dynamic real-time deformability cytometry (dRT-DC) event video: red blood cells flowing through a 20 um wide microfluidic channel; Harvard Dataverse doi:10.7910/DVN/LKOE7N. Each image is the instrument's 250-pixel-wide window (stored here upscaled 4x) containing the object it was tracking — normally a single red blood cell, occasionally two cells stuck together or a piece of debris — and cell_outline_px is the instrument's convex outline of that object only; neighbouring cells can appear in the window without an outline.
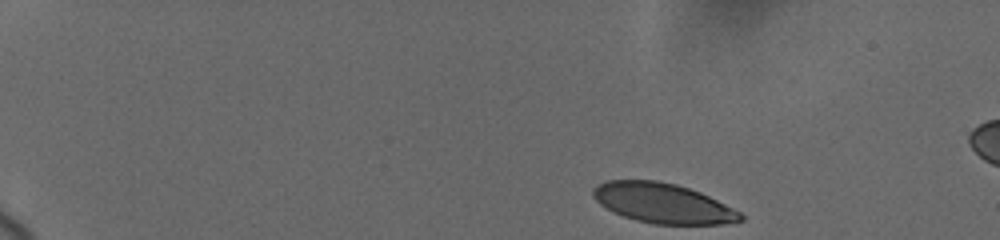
{"species": "human", "species_latin": "Homo sapiens", "temperature_condition": "cold", "stored_images_in_passage": 35, "camera_frame_rate_fps": 3000, "um_per_image_px": 0.085, "donor": {"sex": "female"}, "frame": {"image": 1, "passage_image": 1, "time_ms": 0.0, "image_size_px": [1000, 240], "cell_outline_px": [[744, 220], [724, 224], [652, 224], [636, 220], [624, 216], [600, 204], [592, 196], [592, 188], [596, 184], [608, 180], [656, 180], [676, 184], [700, 192], [740, 212], [744, 216]], "centroid_in_image_um": [56.33, 17.26], "position_along_channel_um": 28.7, "area_um2": 34.1}}
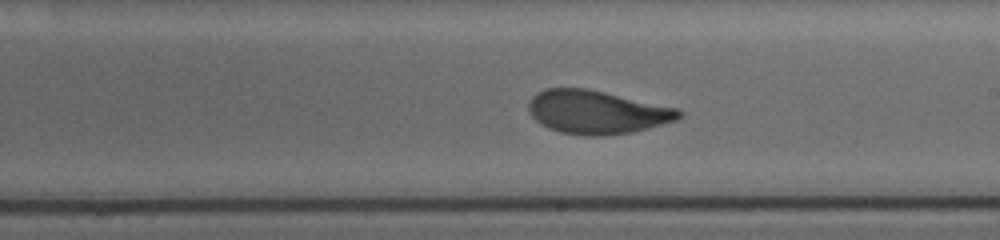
{"frame": {"image": 2, "passage_image": 21, "time_ms": 9.0, "image_size_px": [1000, 240], "cell_outline_px": [[684, 116], [676, 120], [648, 128], [632, 132], [604, 136], [584, 136], [560, 132], [548, 128], [540, 124], [528, 112], [528, 104], [532, 96], [536, 92], [544, 88], [584, 88], [604, 92], [676, 108], [684, 112]], "centroid_in_image_um": [50.7, 9.54], "position_along_channel_um": 238.3, "area_um2": 38.09}}
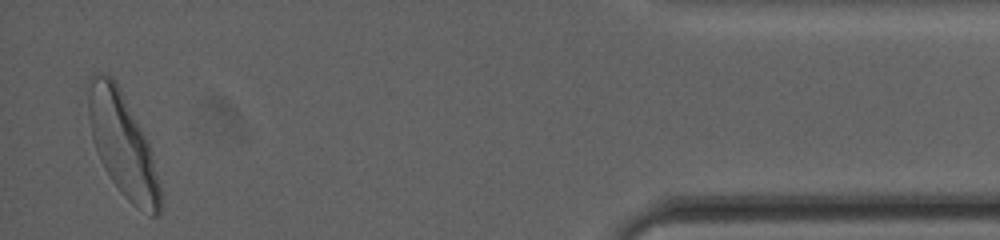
{"frame": {"image": 3, "passage_image": 35, "time_ms": 15.667, "image_size_px": [1000, 240], "cell_outline_px": [[160, 212], [156, 216], [152, 216], [136, 208], [120, 192], [104, 168], [100, 160], [92, 136], [88, 116], [84, 88], [92, 72], [112, 76], [120, 88], [148, 140], [160, 184]], "centroid_in_image_um": [10.38, 12.23], "position_along_channel_um": 424.8, "area_um2": 43.58}, "authors_computed_cell_mechanics": {"area_um2": 37.859, "velocity_mm_per_s": 3.6712, "shape_relaxation_time_tau1_ms": 2.9441, "shape_relaxation_time_tau2_ms": 1.0855, "deformation_change_tau1": 0.1505, "deformation_change_tau2": 0.0505}}